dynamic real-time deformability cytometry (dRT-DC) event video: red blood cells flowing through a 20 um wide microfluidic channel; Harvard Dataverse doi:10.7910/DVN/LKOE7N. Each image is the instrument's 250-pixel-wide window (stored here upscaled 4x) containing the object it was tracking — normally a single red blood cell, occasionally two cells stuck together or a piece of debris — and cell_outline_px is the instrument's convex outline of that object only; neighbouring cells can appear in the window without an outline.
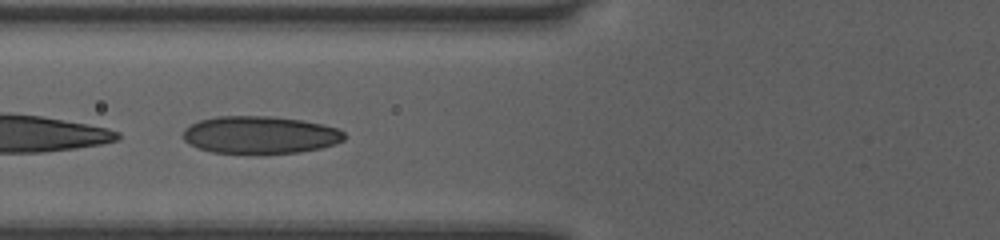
{"species": "human", "species_latin": "Homo sapiens", "temperature_condition": "room temperature", "stored_images_in_passage": 34, "camera_frame_rate_fps": 3000, "um_per_image_px": 0.085, "donor": {"sex": "female"}, "frame": {"image": 1, "passage_image": 8, "time_ms": 2.333, "image_size_px": [1000, 240], "cell_outline_px": [[348, 136], [344, 140], [336, 144], [320, 148], [300, 152], [260, 156], [212, 152], [188, 144], [184, 140], [184, 128], [200, 120], [216, 116], [268, 116], [304, 120], [336, 128], [344, 132]], "centroid_in_image_um": [22.12, 11.5], "position_along_channel_um": 103.7, "area_um2": 36.13}}
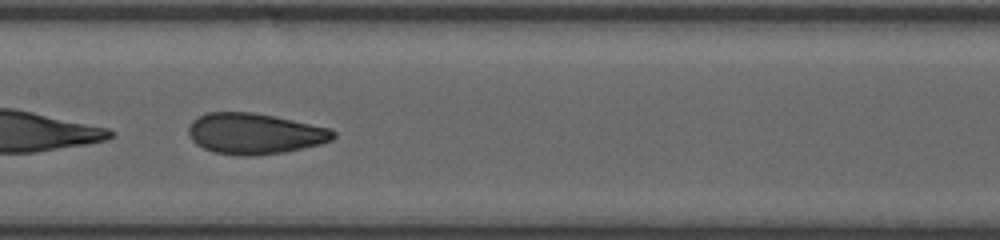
{"frame": {"image": 2, "passage_image": 14, "time_ms": 4.333, "image_size_px": [1000, 240], "cell_outline_px": [[336, 136], [332, 140], [320, 144], [284, 152], [252, 156], [236, 156], [212, 152], [196, 144], [192, 140], [188, 132], [188, 124], [196, 116], [208, 112], [252, 112], [292, 120], [328, 128], [336, 132]], "centroid_in_image_um": [21.59, 11.36], "position_along_channel_um": 185.8, "area_um2": 34.56}}
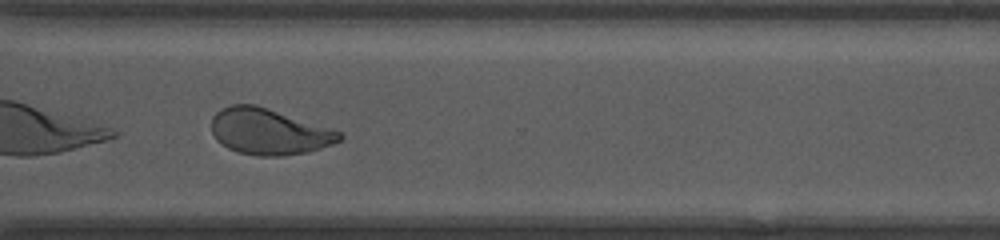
{"frame": {"image": 3, "passage_image": 26, "time_ms": 8.333, "image_size_px": [1000, 240], "cell_outline_px": [[344, 136], [340, 140], [332, 144], [320, 148], [304, 152], [280, 156], [260, 156], [236, 152], [228, 148], [216, 140], [212, 132], [212, 116], [220, 108], [232, 104], [256, 104], [340, 132]], "centroid_in_image_um": [22.79, 11.18], "position_along_channel_um": 347.8, "area_um2": 34.04}, "authors_computed_cell_mechanics": {"area_um2": 34.68, "velocity_mm_per_s": 4.0655, "shape_relaxation_time_tau1_ms": 7.1836, "shape_relaxation_time_tau2_ms": 0.9201, "deformation_change_tau1": 0.1999, "deformation_change_tau2": 0.0677}}